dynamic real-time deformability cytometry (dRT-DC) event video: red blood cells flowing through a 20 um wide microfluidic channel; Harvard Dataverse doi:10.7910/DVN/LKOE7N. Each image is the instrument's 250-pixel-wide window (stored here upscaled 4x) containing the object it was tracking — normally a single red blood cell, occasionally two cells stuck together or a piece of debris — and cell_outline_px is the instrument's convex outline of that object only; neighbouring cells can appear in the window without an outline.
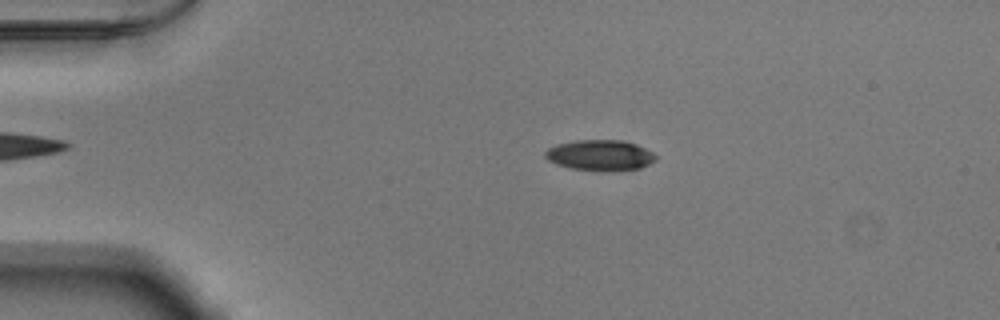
{"species": "Egyptian fruit bat (a non-hibernating species)", "species_latin": "Rousettus aegyptiacus", "temperature_condition": "warm", "stored_images_in_passage": 52, "camera_frame_rate_fps": 3000, "um_per_image_px": 0.085, "animal": {"sex": "male"}, "frame": {"image": 1, "passage_image": 11, "time_ms": 3.333, "image_size_px": [1000, 320], "cell_outline_px": [[656, 160], [640, 168], [612, 172], [604, 172], [572, 168], [556, 164], [548, 160], [544, 156], [544, 152], [548, 148], [556, 144], [576, 140], [624, 140], [636, 144], [652, 152], [656, 156]], "centroid_in_image_um": [51.0, 13.2], "position_along_channel_um": 34.0, "area_um2": 20.0}}
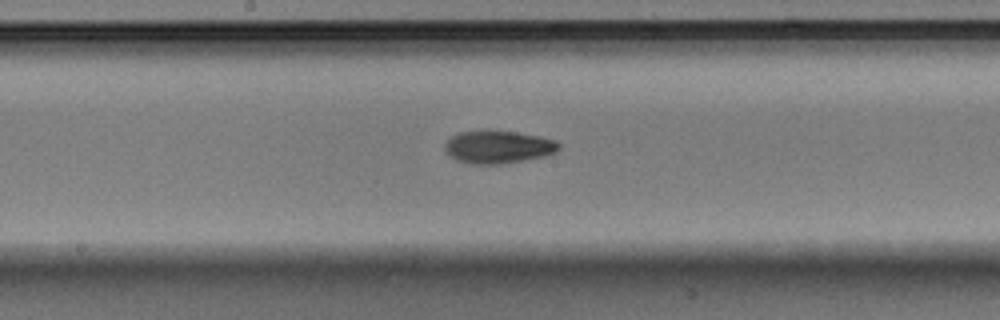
{"frame": {"image": 2, "passage_image": 28, "time_ms": 9.0, "image_size_px": [1000, 320], "cell_outline_px": [[560, 148], [556, 152], [544, 156], [524, 160], [500, 164], [472, 164], [456, 160], [448, 156], [444, 148], [444, 144], [452, 136], [460, 132], [516, 132], [540, 136], [556, 140], [560, 144]], "centroid_in_image_um": [42.35, 12.52], "position_along_channel_um": 205.8, "area_um2": 21.5}}
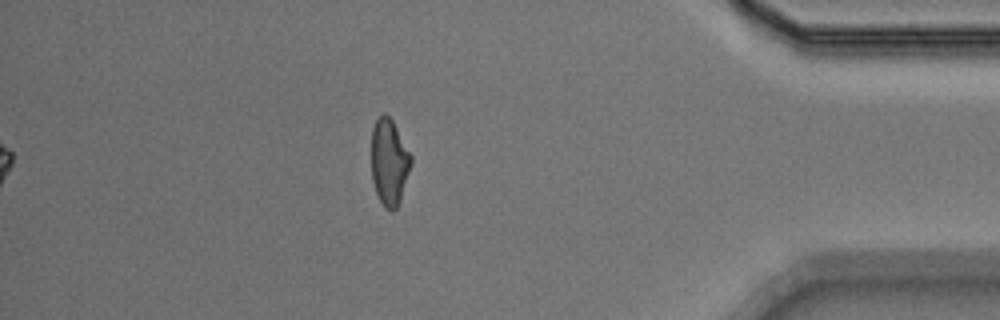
{"frame": {"image": 3, "passage_image": 46, "time_ms": 15.0, "image_size_px": [1000, 320], "cell_outline_px": [[412, 164], [400, 200], [396, 208], [392, 212], [380, 200], [376, 192], [372, 180], [372, 128], [376, 120], [384, 112], [392, 120], [412, 156]], "centroid_in_image_um": [33.09, 13.76], "position_along_channel_um": 402.1, "area_um2": 19.71}, "authors_computed_cell_mechanics": {"area_um2": 20.5768, "velocity_mm_per_s": 3.8744, "shape_relaxation_time_tau1_ms": 8.5794, "shape_relaxation_time_tau2_ms": 3.9408, "deformation_change_tau1": 0.2357, "deformation_change_tau2": 0.0938}}